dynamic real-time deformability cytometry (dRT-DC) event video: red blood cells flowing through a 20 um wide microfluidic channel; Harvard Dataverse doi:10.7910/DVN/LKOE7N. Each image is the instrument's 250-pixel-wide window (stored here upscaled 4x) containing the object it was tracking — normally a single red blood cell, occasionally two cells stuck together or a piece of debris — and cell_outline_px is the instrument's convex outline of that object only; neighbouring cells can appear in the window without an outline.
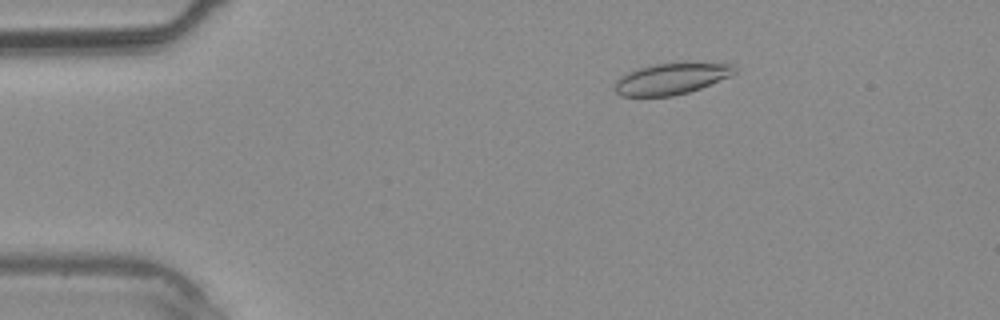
{"species": "common noctule bat (a hibernating species)", "species_latin": "Nyctalus noctula", "temperature_condition": "warm", "stored_images_in_passage": 36, "camera_frame_rate_fps": 3000, "um_per_image_px": 0.085, "animal": {"sex": "male", "body_mass_g": 20.4}, "frame": {"image": 1, "passage_image": 5, "time_ms": 1.333, "image_size_px": [1000, 320], "cell_outline_px": [[736, 72], [728, 76], [700, 88], [688, 92], [672, 96], [620, 96], [616, 92], [616, 80], [620, 76], [636, 68], [656, 64], [684, 60], [732, 64], [736, 68]], "centroid_in_image_um": [57.07, 6.64], "position_along_channel_um": 27.9, "area_um2": 22.25}}
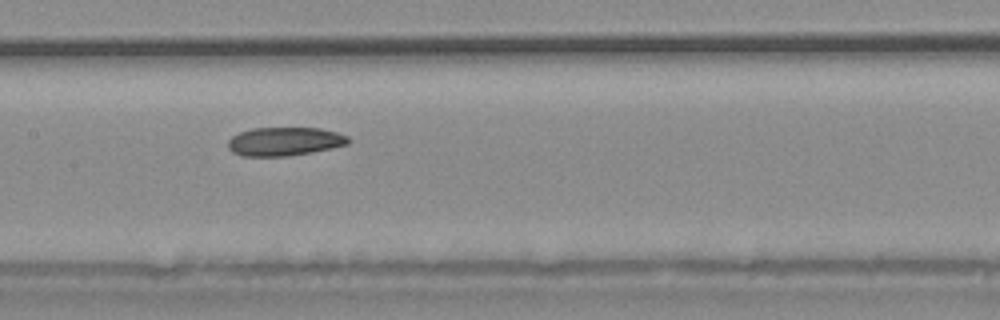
{"frame": {"image": 2, "passage_image": 17, "time_ms": 5.333, "image_size_px": [1000, 320], "cell_outline_px": [[352, 140], [348, 144], [332, 148], [312, 152], [288, 156], [240, 156], [232, 152], [228, 148], [228, 140], [232, 136], [240, 132], [252, 128], [320, 128], [336, 132], [348, 136]], "centroid_in_image_um": [24.19, 12.03], "position_along_channel_um": 183.2, "area_um2": 20.17}}
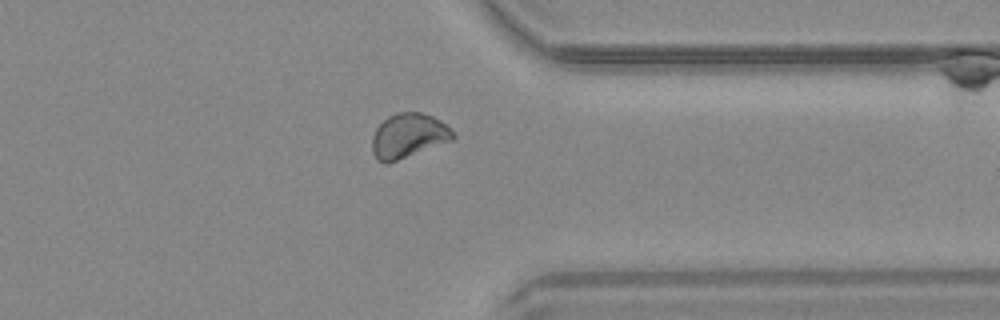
{"frame": {"image": 3, "passage_image": 28, "time_ms": 9.0, "image_size_px": [1000, 320], "cell_outline_px": [[456, 136], [452, 140], [388, 164], [384, 164], [376, 160], [372, 152], [372, 136], [376, 128], [388, 116], [396, 112], [420, 112], [432, 116], [440, 120], [452, 128]], "centroid_in_image_um": [34.7, 11.55], "position_along_channel_um": 376.7, "area_um2": 21.21}}